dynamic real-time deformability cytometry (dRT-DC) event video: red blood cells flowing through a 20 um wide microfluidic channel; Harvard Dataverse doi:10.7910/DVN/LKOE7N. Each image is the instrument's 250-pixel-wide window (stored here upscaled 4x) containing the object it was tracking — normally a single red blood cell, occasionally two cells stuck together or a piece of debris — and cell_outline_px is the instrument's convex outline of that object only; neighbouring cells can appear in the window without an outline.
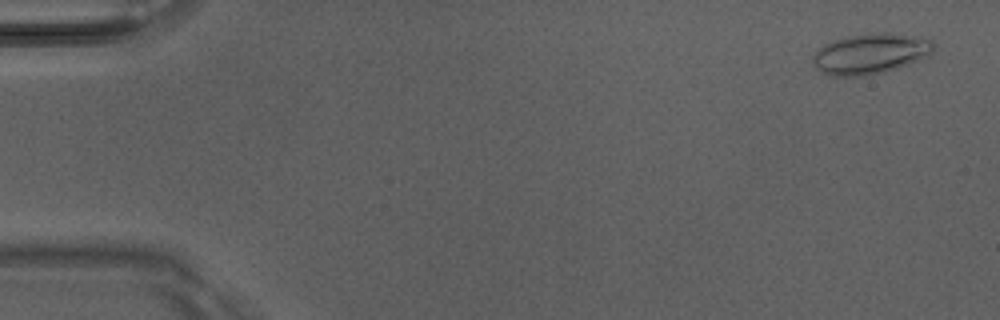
{"species": "Egyptian fruit bat (a non-hibernating species)", "species_latin": "Rousettus aegyptiacus", "temperature_condition": "room temperature", "stored_images_in_passage": 5, "camera_frame_rate_fps": 3000, "um_per_image_px": 0.085, "animal": {"sex": "male"}, "frame": {"image": 1, "passage_image": 1, "time_ms": 0.0, "image_size_px": [1000, 320], "cell_outline_px": [[936, 44], [932, 52], [928, 56], [908, 64], [884, 72], [864, 76], [828, 76], [820, 72], [812, 64], [812, 56], [824, 44], [848, 36], [864, 32], [888, 32], [928, 36]], "centroid_in_image_um": [74.02, 4.54], "position_along_channel_um": 11.0, "area_um2": 29.19}}